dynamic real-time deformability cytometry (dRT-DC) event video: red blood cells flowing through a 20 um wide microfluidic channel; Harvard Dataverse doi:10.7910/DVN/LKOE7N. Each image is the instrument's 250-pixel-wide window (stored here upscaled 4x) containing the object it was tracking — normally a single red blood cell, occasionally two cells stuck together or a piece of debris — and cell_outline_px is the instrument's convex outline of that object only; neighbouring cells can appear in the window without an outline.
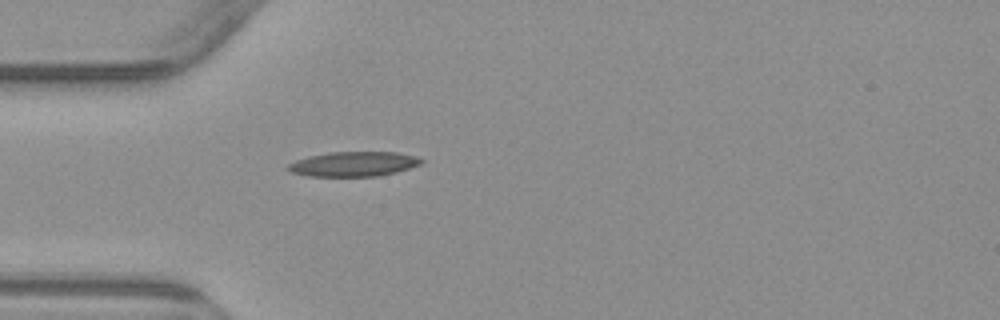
{"species": "common noctule bat (a hibernating species)", "species_latin": "Nyctalus noctula", "temperature_condition": "warm", "stored_images_in_passage": 1, "camera_frame_rate_fps": 3000, "um_per_image_px": 0.085, "animal": {"sex": "male", "body_mass_g": 23.1, "forearm_length_mm": 52.7}, "frame": {"image": 1, "passage_image": 1, "time_ms": 0.0, "image_size_px": [1000, 320], "cell_outline_px": [[424, 160], [420, 164], [396, 172], [376, 176], [308, 176], [292, 172], [284, 168], [288, 164], [296, 160], [308, 156], [328, 152], [396, 152], [416, 156]], "centroid_in_image_um": [30.02, 13.93], "position_along_channel_um": 55.0, "area_um2": 19.19}}